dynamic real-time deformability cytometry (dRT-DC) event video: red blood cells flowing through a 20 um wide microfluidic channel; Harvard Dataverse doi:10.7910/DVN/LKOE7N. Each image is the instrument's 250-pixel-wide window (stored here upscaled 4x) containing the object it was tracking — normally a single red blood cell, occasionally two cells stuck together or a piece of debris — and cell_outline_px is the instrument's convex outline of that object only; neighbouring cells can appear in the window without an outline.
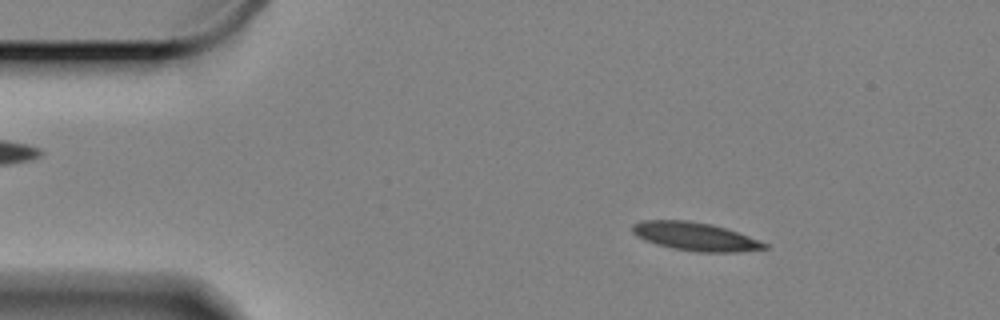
{"species": "Egyptian fruit bat (a non-hibernating species)", "species_latin": "Rousettus aegyptiacus", "temperature_condition": "cold", "stored_images_in_passage": 16, "camera_frame_rate_fps": 3000, "um_per_image_px": 0.085, "animal": {"sex": "female"}, "frame": {"image": 1, "passage_image": 8, "time_ms": 2.333, "image_size_px": [1000, 320], "cell_outline_px": [[768, 248], [740, 252], [696, 252], [672, 248], [656, 244], [644, 240], [636, 236], [632, 232], [632, 224], [640, 220], [688, 220], [712, 224], [728, 228], [768, 244]], "centroid_in_image_um": [59.07, 20.1], "position_along_channel_um": 25.9, "area_um2": 22.02}}